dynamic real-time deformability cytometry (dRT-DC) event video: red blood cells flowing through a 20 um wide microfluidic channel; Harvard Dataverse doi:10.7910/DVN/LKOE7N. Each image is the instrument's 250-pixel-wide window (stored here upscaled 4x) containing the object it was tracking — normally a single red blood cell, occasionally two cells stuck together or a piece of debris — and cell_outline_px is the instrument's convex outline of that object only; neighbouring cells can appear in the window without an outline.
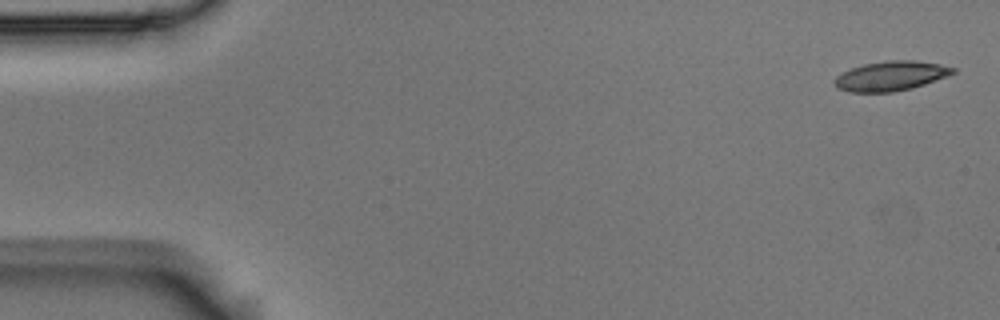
{"species": "Egyptian fruit bat (a non-hibernating species)", "species_latin": "Rousettus aegyptiacus", "temperature_condition": "room temperature", "stored_images_in_passage": 6, "segment_of_instrument_passage": [2, 2], "camera_frame_rate_fps": 3000, "um_per_image_px": 0.085, "animal": {"sex": "male"}, "frame": {"image": 1, "passage_image": 6, "time_ms": 1.667, "image_size_px": [1000, 320], "cell_outline_px": [[956, 72], [948, 76], [912, 88], [892, 92], [848, 92], [836, 88], [832, 80], [836, 76], [852, 68], [864, 64], [884, 60], [916, 60], [940, 64], [956, 68]], "centroid_in_image_um": [75.71, 6.45], "position_along_channel_um": 9.3, "area_um2": 20.58}}